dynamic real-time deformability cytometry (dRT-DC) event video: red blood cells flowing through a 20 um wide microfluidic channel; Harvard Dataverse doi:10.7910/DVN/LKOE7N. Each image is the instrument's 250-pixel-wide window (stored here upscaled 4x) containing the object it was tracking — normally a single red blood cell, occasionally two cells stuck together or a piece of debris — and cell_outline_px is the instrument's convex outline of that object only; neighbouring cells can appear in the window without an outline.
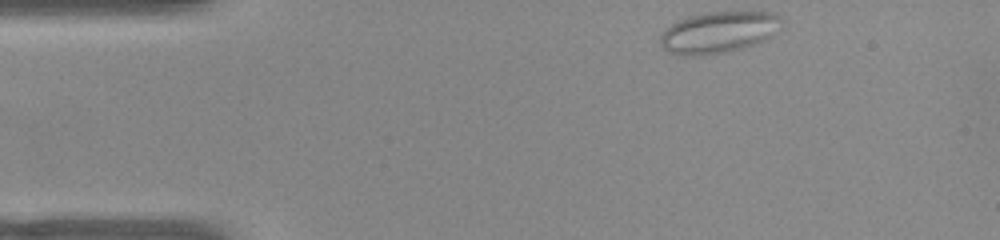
{"species": "common noctule bat (a hibernating species)", "species_latin": "Nyctalus noctula", "temperature_condition": "warm", "stored_images_in_passage": 46, "camera_frame_rate_fps": 3000, "um_per_image_px": 0.085, "animal": {"sex": "female", "body_mass_g": 22.0, "forearm_length_mm": 56.7}, "frame": {"image": 1, "passage_image": 1, "time_ms": 0.0, "image_size_px": [1000, 240], "cell_outline_px": [[784, 28], [772, 36], [764, 40], [744, 48], [728, 52], [704, 56], [684, 56], [668, 52], [660, 44], [660, 36], [676, 20], [688, 16], [708, 12], [776, 12], [784, 20]], "centroid_in_image_um": [61.15, 2.75], "position_along_channel_um": 23.8, "area_um2": 29.94}}
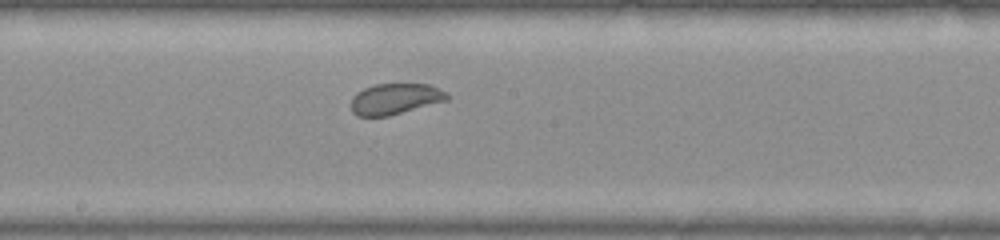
{"frame": {"image": 2, "passage_image": 21, "time_ms": 6.667, "image_size_px": [1000, 240], "cell_outline_px": [[448, 100], [388, 116], [356, 116], [352, 112], [352, 96], [356, 92], [364, 88], [376, 84], [428, 84], [448, 92]], "centroid_in_image_um": [33.58, 8.4], "position_along_channel_um": 214.6, "area_um2": 17.28}}
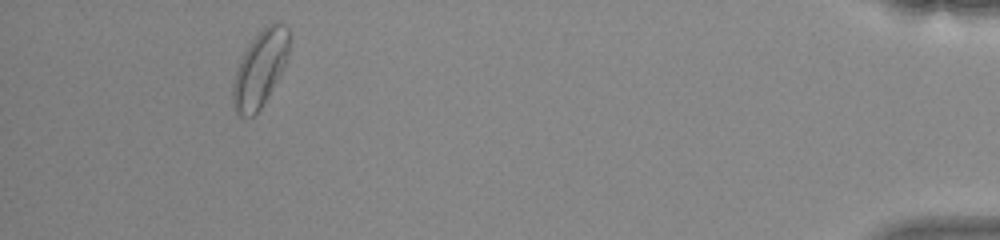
{"frame": {"image": 3, "passage_image": 42, "time_ms": 13.667, "image_size_px": [1000, 240], "cell_outline_px": [[288, 52], [284, 64], [276, 80], [260, 108], [252, 116], [240, 116], [236, 112], [232, 104], [232, 84], [236, 68], [244, 52], [252, 40], [264, 24], [284, 24], [288, 28]], "centroid_in_image_um": [22.05, 5.83], "position_along_channel_um": 413.1, "area_um2": 24.33}, "authors_computed_cell_mechanics": {"area_um2": 18.7272, "velocity_mm_per_s": 3.8338, "shape_relaxation_time_tau1_ms": 6.6032, "shape_relaxation_time_tau2_ms": 1.6095, "deformation_change_tau1": 0.0799, "deformation_change_tau2": 0.072}}